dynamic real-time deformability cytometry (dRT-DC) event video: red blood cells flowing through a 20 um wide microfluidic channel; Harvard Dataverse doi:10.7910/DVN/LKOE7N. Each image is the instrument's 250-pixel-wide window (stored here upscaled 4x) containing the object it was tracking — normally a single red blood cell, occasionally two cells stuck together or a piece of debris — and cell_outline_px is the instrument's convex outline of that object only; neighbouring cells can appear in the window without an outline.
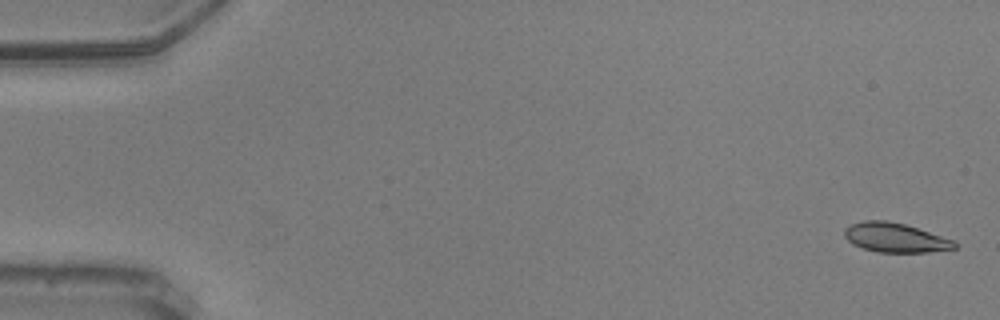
{"species": "common noctule bat (a hibernating species)", "species_latin": "Nyctalus noctula", "temperature_condition": "warm", "stored_images_in_passage": 22, "camera_frame_rate_fps": 3000, "um_per_image_px": 0.085, "animal": {"sex": "male", "body_mass_g": 20.5, "forearm_length_mm": 52.5}, "frame": {"image": 1, "passage_image": 2, "time_ms": 0.333, "image_size_px": [1000, 320], "cell_outline_px": [[956, 248], [928, 252], [876, 252], [852, 244], [844, 236], [844, 228], [848, 224], [864, 220], [888, 220], [904, 224], [952, 240], [956, 244]], "centroid_in_image_um": [76.01, 20.19], "position_along_channel_um": 9.0, "area_um2": 18.67}}
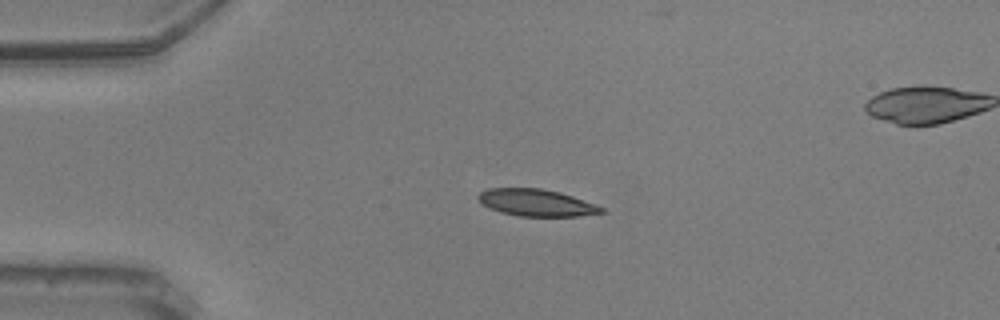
{"frame": {"image": 2, "passage_image": 14, "time_ms": 4.333, "image_size_px": [1000, 320], "cell_outline_px": [[604, 212], [576, 216], [520, 216], [500, 212], [488, 208], [480, 204], [476, 196], [480, 192], [488, 188], [540, 188], [560, 192], [596, 204], [604, 208]], "centroid_in_image_um": [45.53, 17.22], "position_along_channel_um": 39.5, "area_um2": 19.42}}